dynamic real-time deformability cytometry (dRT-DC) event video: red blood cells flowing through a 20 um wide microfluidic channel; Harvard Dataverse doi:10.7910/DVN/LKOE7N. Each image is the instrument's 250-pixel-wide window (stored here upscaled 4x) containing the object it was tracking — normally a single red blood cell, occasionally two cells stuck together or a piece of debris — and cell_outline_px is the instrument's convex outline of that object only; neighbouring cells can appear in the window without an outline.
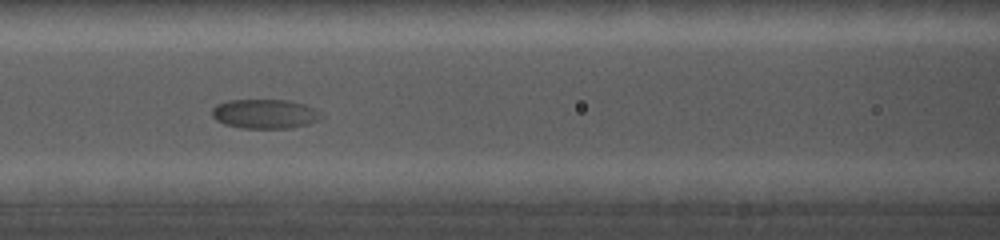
{"species": "common noctule bat (a hibernating species)", "species_latin": "Nyctalus noctula", "temperature_condition": "cold", "stored_images_in_passage": 11, "camera_frame_rate_fps": 5000, "um_per_image_px": 0.085, "animal": {"sex": "female", "body_mass_g": 19.0, "forearm_length_mm": 56.7}, "frame": {"image": 1, "passage_image": 4, "time_ms": 3.4, "image_size_px": [1000, 240], "cell_outline_px": [[324, 116], [320, 120], [308, 124], [288, 128], [240, 128], [224, 124], [216, 120], [212, 116], [212, 108], [216, 104], [228, 100], [288, 100], [304, 104], [316, 108], [324, 112]], "centroid_in_image_um": [22.56, 9.68], "position_along_channel_um": 144.0, "area_um2": 19.02}}
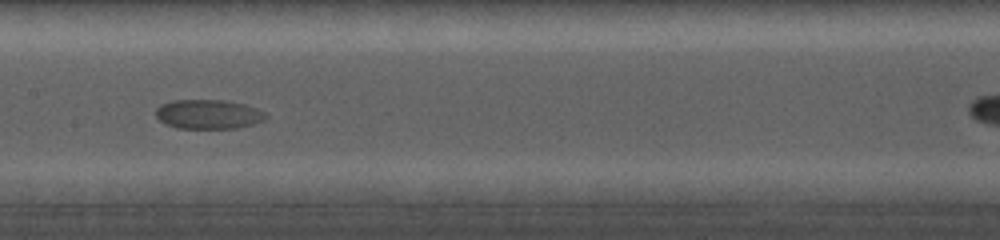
{"frame": {"image": 2, "passage_image": 5, "time_ms": 4.8, "image_size_px": [1000, 240], "cell_outline_px": [[268, 116], [264, 120], [252, 124], [236, 128], [176, 128], [164, 124], [156, 116], [156, 108], [160, 104], [172, 100], [224, 100], [244, 104], [268, 112]], "centroid_in_image_um": [17.71, 9.7], "position_along_channel_um": 189.7, "area_um2": 18.96}}
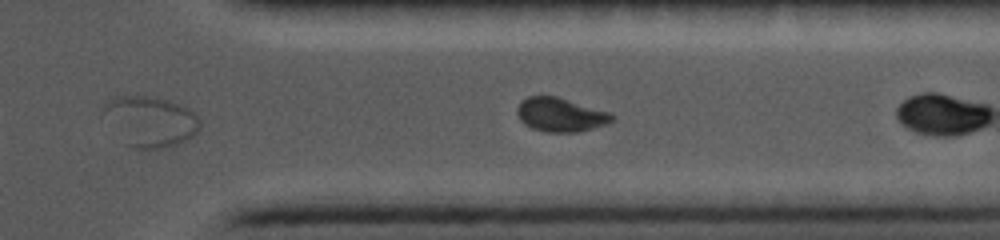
{"frame": {"image": 3, "passage_image": 10, "time_ms": 11.2, "image_size_px": [1000, 240], "cell_outline_px": [[612, 120], [604, 124], [576, 132], [552, 132], [532, 128], [520, 120], [516, 112], [516, 108], [520, 100], [528, 96], [556, 96], [608, 112], [612, 116]], "centroid_in_image_um": [47.55, 9.73], "position_along_channel_um": 363.8, "area_um2": 18.26}}